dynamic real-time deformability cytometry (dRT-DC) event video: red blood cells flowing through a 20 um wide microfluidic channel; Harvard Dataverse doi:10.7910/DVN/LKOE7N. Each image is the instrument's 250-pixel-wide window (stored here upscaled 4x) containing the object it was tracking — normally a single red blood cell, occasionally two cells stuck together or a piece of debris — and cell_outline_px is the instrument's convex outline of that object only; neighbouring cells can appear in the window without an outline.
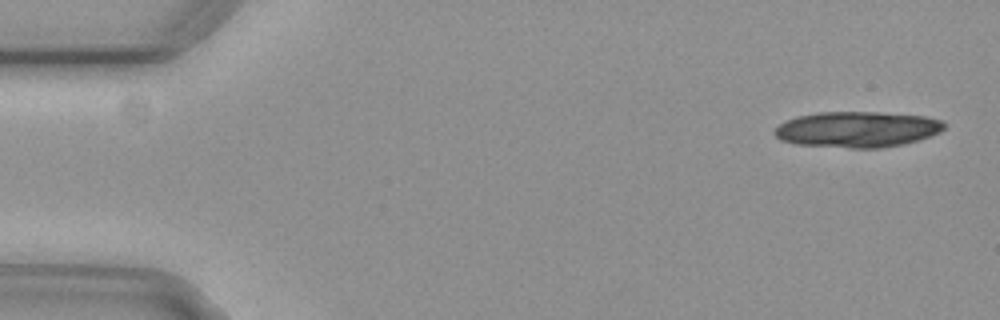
{"species": "common noctule bat (a hibernating species)", "species_latin": "Nyctalus noctula", "temperature_condition": "cold", "stored_images_in_passage": 16, "camera_frame_rate_fps": 3000, "um_per_image_px": 0.085, "animal": {"sex": "female", "body_mass_g": 29.2, "forearm_length_mm": 56.3}, "frame": {"image": 1, "passage_image": 1, "time_ms": 0.0, "image_size_px": [1000, 320], "cell_outline_px": [[944, 128], [940, 132], [916, 140], [900, 144], [880, 148], [852, 148], [796, 144], [780, 140], [772, 132], [780, 124], [796, 116], [820, 112], [880, 112], [924, 116], [944, 120]], "centroid_in_image_um": [72.85, 10.99], "position_along_channel_um": 12.2, "area_um2": 35.26}}